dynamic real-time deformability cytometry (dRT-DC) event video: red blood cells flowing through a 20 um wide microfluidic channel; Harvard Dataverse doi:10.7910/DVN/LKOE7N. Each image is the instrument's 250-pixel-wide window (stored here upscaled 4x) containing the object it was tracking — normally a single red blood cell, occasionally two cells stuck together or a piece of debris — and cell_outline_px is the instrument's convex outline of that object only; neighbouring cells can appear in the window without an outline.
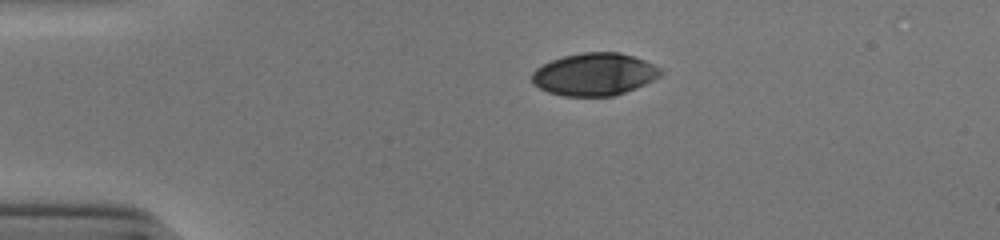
{"species": "human", "species_latin": "Homo sapiens", "temperature_condition": "cold", "stored_images_in_passage": 42, "camera_frame_rate_fps": 3000, "um_per_image_px": 0.085, "donor": {"sex": "male"}, "frame": {"image": 1, "passage_image": 1, "time_ms": 0.0, "image_size_px": [1000, 240], "cell_outline_px": [[664, 72], [660, 76], [644, 84], [624, 92], [612, 96], [564, 96], [548, 92], [532, 84], [532, 72], [536, 68], [552, 60], [564, 56], [584, 52], [620, 52], [644, 60], [660, 68]], "centroid_in_image_um": [50.5, 6.31], "position_along_channel_um": 34.5, "area_um2": 31.67}}
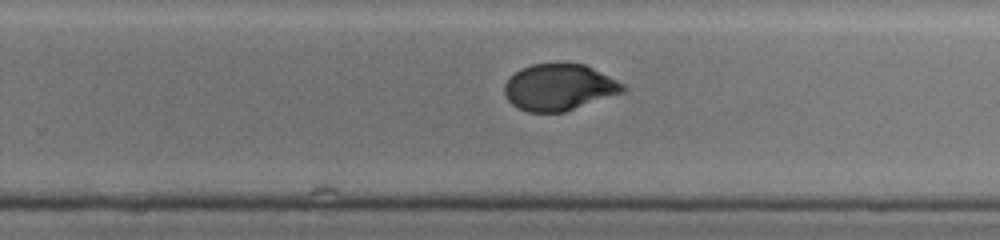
{"frame": {"image": 2, "passage_image": 24, "time_ms": 7.667, "image_size_px": [1000, 240], "cell_outline_px": [[628, 88], [624, 92], [564, 112], [528, 112], [512, 104], [508, 100], [504, 92], [504, 84], [520, 68], [532, 64], [584, 64], [624, 84]], "centroid_in_image_um": [47.52, 7.43], "position_along_channel_um": 282.3, "area_um2": 31.73}}
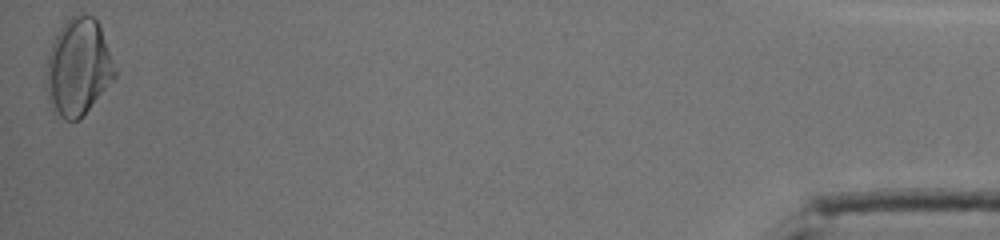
{"frame": {"image": 3, "passage_image": 42, "time_ms": 13.667, "image_size_px": [1000, 240], "cell_outline_px": [[116, 76], [80, 120], [64, 120], [52, 112], [44, 88], [44, 80], [48, 52], [56, 32], [68, 16], [84, 12], [92, 16], [96, 20], [100, 28], [116, 68]], "centroid_in_image_um": [6.59, 5.72], "position_along_channel_um": 428.6, "area_um2": 39.59}, "authors_computed_cell_mechanics": {"area_um2": 33.1194, "velocity_mm_per_s": 3.9029, "shape_relaxation_time_tau1_ms": 6.0902, "shape_relaxation_time_tau2_ms": 0.9707, "deformation_change_tau1": 0.1866, "deformation_change_tau2": 0.0393}}